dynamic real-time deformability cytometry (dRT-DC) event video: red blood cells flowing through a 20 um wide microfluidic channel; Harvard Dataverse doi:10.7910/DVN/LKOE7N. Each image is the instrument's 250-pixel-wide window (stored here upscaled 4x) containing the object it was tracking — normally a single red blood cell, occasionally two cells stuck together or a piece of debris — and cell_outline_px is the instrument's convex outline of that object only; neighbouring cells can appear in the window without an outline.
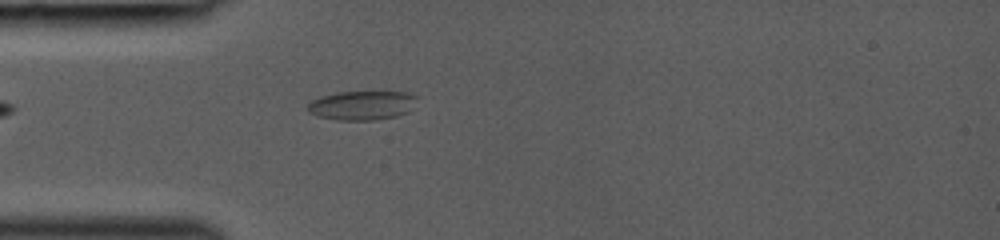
{"species": "common noctule bat (a hibernating species)", "species_latin": "Nyctalus noctula", "temperature_condition": "room temperature", "stored_images_in_passage": 31, "camera_frame_rate_fps": 3000, "um_per_image_px": 0.085, "animal": {"sex": "female", "body_mass_g": 19.0, "forearm_length_mm": 53.3}, "frame": {"image": 1, "passage_image": 1, "time_ms": 0.0, "image_size_px": [1000, 240], "cell_outline_px": [[416, 108], [408, 112], [396, 116], [372, 120], [336, 120], [316, 116], [308, 112], [304, 108], [312, 100], [320, 96], [336, 92], [384, 88], [408, 92], [416, 96]], "centroid_in_image_um": [30.82, 8.89], "position_along_channel_um": 54.2, "area_um2": 19.94}}
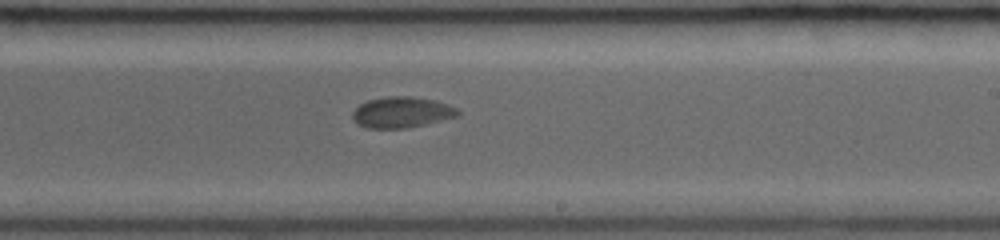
{"frame": {"image": 2, "passage_image": 15, "time_ms": 4.667, "image_size_px": [1000, 240], "cell_outline_px": [[460, 112], [456, 116], [408, 128], [368, 128], [360, 124], [352, 116], [352, 112], [360, 104], [368, 100], [388, 96], [412, 96], [436, 100], [448, 104], [456, 108]], "centroid_in_image_um": [34.15, 9.53], "position_along_channel_um": 254.8, "area_um2": 18.73}}
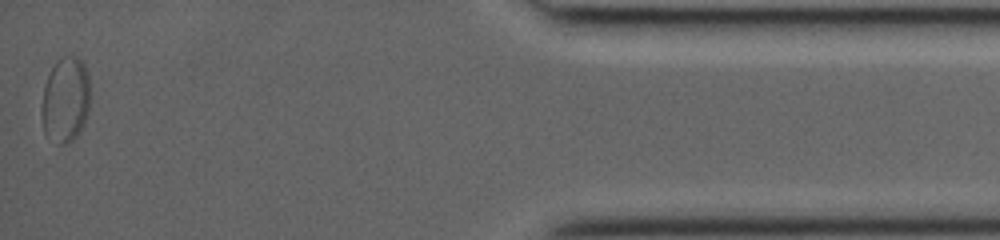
{"frame": {"image": 3, "passage_image": 31, "time_ms": 10.0, "image_size_px": [1000, 240], "cell_outline_px": [[88, 108], [84, 124], [80, 132], [68, 144], [56, 144], [44, 132], [40, 116], [40, 104], [44, 84], [56, 60], [60, 56], [76, 56], [84, 64], [88, 72]], "centroid_in_image_um": [5.52, 8.49], "position_along_channel_um": 429.7, "area_um2": 24.51}}